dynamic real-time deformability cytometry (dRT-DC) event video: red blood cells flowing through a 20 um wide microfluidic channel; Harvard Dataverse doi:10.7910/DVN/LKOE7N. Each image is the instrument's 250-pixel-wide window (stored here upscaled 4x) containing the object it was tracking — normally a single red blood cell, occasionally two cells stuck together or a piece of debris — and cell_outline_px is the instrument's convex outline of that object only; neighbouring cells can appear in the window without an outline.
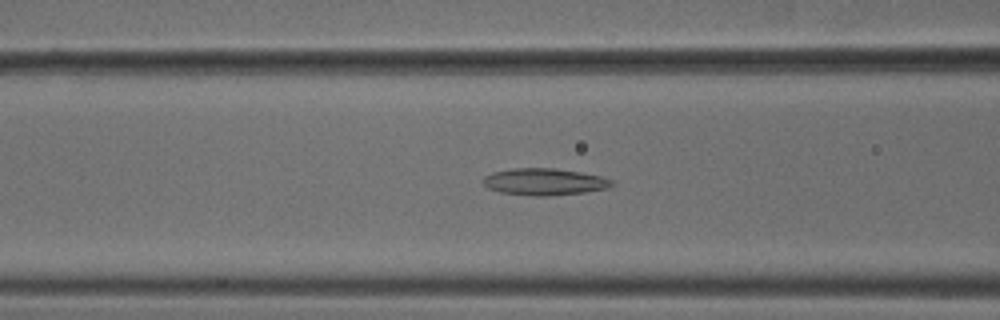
{"species": "common noctule bat (a hibernating species)", "species_latin": "Nyctalus noctula", "temperature_condition": "cold", "stored_images_in_passage": 48, "camera_frame_rate_fps": 3000, "um_per_image_px": 0.085, "animal": {"sex": "male", "body_mass_g": 18.8}, "frame": {"image": 1, "passage_image": 16, "time_ms": 5.0, "image_size_px": [1000, 320], "cell_outline_px": [[616, 184], [608, 188], [584, 192], [548, 196], [532, 196], [500, 192], [488, 188], [484, 184], [484, 176], [492, 172], [512, 168], [556, 168], [580, 172], [600, 176], [616, 180]], "centroid_in_image_um": [46.31, 15.45], "position_along_channel_um": 120.3, "area_um2": 20.29}}
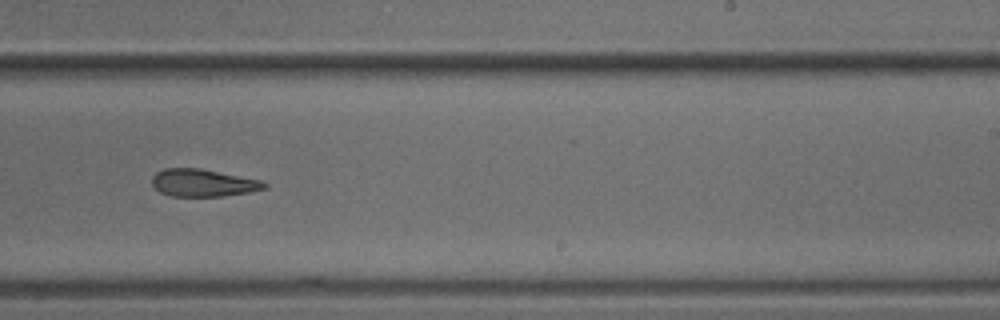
{"frame": {"image": 2, "passage_image": 28, "time_ms": 9.0, "image_size_px": [1000, 320], "cell_outline_px": [[268, 188], [248, 192], [224, 196], [172, 196], [160, 192], [152, 184], [152, 176], [156, 172], [164, 168], [200, 168], [260, 180], [268, 184]], "centroid_in_image_um": [17.25, 15.54], "position_along_channel_um": 271.7, "area_um2": 17.92}}
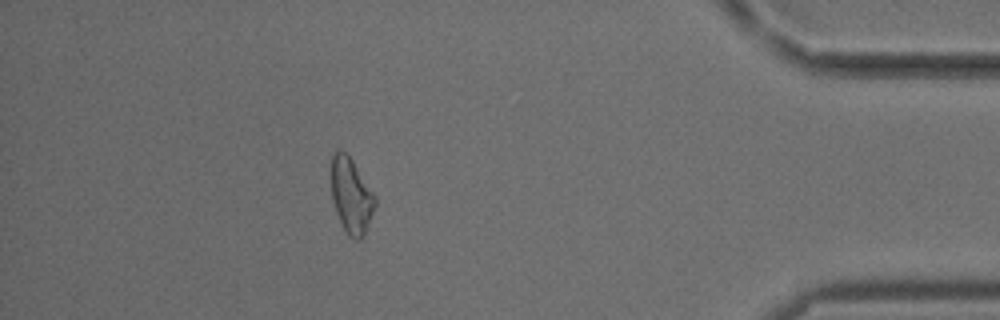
{"frame": {"image": 3, "passage_image": 42, "time_ms": 13.667, "image_size_px": [1000, 320], "cell_outline_px": [[376, 204], [364, 236], [360, 240], [356, 240], [348, 236], [336, 212], [332, 200], [332, 152], [336, 148], [344, 152], [352, 160], [376, 196]], "centroid_in_image_um": [29.86, 16.64], "position_along_channel_um": 405.3, "area_um2": 19.13}, "authors_computed_cell_mechanics": {"area_um2": 19.6231, "velocity_mm_per_s": 3.7843, "shape_relaxation_time_tau1_ms": 6.0201, "shape_relaxation_time_tau2_ms": 2.9856, "deformation_change_tau1": 0.137, "deformation_change_tau2": 0.1097}}